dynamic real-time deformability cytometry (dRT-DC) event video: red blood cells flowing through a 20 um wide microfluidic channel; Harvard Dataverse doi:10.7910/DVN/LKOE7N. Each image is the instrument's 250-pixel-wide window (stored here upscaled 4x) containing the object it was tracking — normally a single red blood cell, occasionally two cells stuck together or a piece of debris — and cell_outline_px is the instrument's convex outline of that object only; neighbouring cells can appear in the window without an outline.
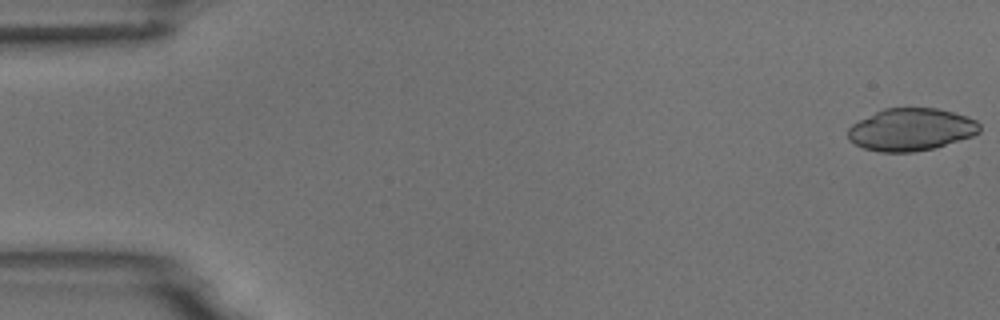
{"species": "common noctule bat (a hibernating species)", "species_latin": "Nyctalus noctula", "temperature_condition": "room temperature", "stored_images_in_passage": 11, "camera_frame_rate_fps": 3000, "um_per_image_px": 0.085, "animal": {"sex": "male", "body_mass_g": 18.8}, "frame": {"image": 1, "passage_image": 1, "time_ms": 0.0, "image_size_px": [1000, 320], "cell_outline_px": [[980, 132], [972, 136], [932, 148], [912, 152], [880, 152], [864, 148], [848, 140], [848, 128], [852, 124], [884, 108], [936, 108], [952, 112], [976, 120], [980, 124]], "centroid_in_image_um": [77.42, 11.01], "position_along_channel_um": 7.6, "area_um2": 32.19}}